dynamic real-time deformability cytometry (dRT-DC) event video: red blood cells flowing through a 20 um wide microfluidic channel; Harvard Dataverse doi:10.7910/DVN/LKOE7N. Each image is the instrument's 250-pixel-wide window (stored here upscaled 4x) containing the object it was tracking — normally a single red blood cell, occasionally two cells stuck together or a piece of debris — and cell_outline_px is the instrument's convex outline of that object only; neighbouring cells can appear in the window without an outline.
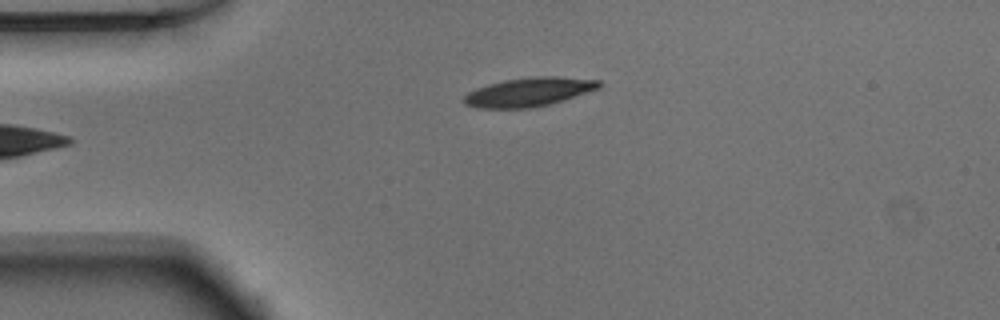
{"species": "Egyptian fruit bat (a non-hibernating species)", "species_latin": "Rousettus aegyptiacus", "temperature_condition": "warm", "stored_images_in_passage": 36, "camera_frame_rate_fps": 3000, "um_per_image_px": 0.085, "animal": {"sex": "male"}, "frame": {"image": 1, "passage_image": 1, "time_ms": 0.0, "image_size_px": [1000, 320], "cell_outline_px": [[600, 88], [548, 104], [532, 108], [480, 108], [464, 104], [460, 100], [468, 92], [476, 88], [488, 84], [504, 80], [536, 76], [556, 76], [600, 80]], "centroid_in_image_um": [44.9, 7.81], "position_along_channel_um": 40.1, "area_um2": 22.6}}
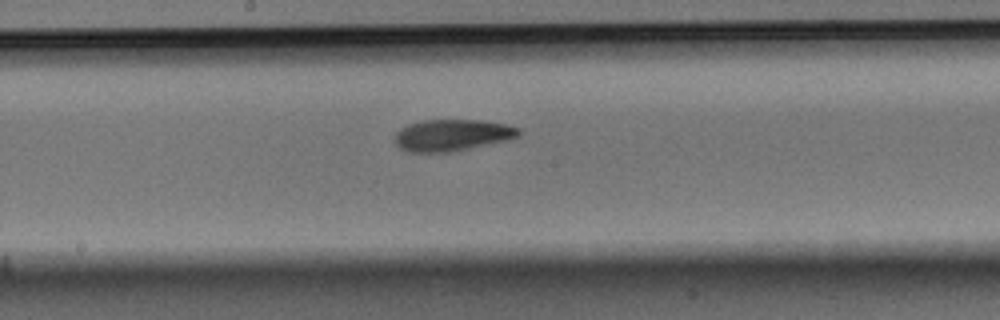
{"frame": {"image": 2, "passage_image": 16, "time_ms": 5.0, "image_size_px": [1000, 320], "cell_outline_px": [[520, 136], [508, 140], [452, 152], [408, 152], [400, 148], [396, 144], [396, 132], [400, 128], [408, 124], [420, 120], [480, 120], [508, 124], [520, 128]], "centroid_in_image_um": [38.45, 11.48], "position_along_channel_um": 209.7, "area_um2": 23.0}}
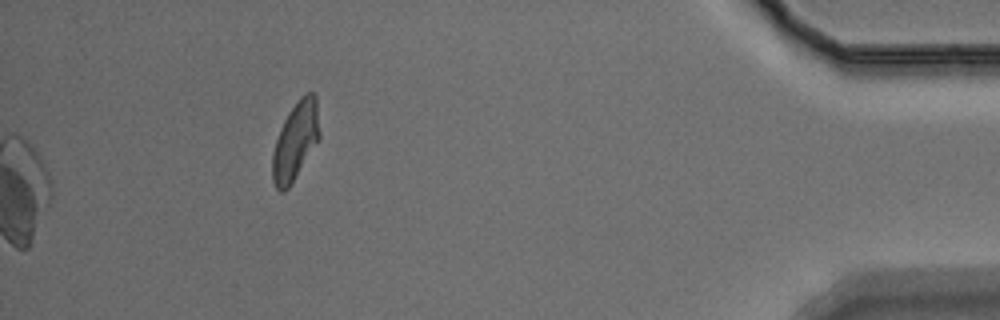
{"frame": {"image": 3, "passage_image": 36, "time_ms": 11.667, "image_size_px": [1000, 320], "cell_outline_px": [[320, 140], [288, 188], [284, 192], [280, 192], [276, 188], [272, 180], [272, 152], [280, 128], [288, 112], [300, 96], [304, 92], [316, 92], [320, 132]], "centroid_in_image_um": [25.13, 11.95], "position_along_channel_um": 410.1, "area_um2": 21.79}, "authors_computed_cell_mechanics": {"area_um2": 23.0622, "velocity_mm_per_s": 3.8784, "shape_relaxation_time_tau1_ms": 3.7085, "shape_relaxation_time_tau2_ms": 3.819, "deformation_change_tau1": 0.135, "deformation_change_tau2": 0.1021}}